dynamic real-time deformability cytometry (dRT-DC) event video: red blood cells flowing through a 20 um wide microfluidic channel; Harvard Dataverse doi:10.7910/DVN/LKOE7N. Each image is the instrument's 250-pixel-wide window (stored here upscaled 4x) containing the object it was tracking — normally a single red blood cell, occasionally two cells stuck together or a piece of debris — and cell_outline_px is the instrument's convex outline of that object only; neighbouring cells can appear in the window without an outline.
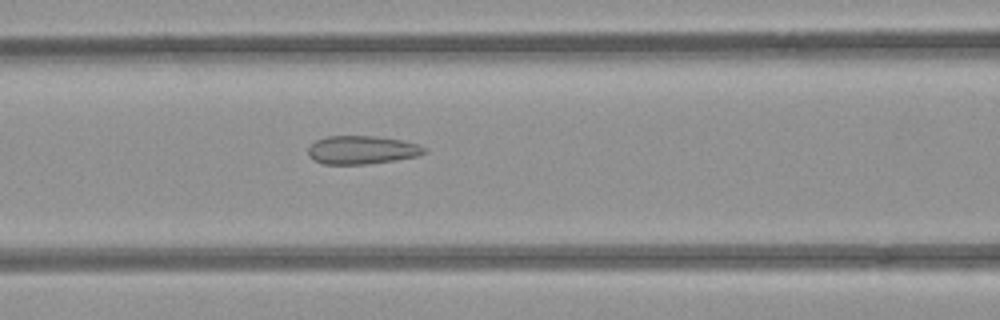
{"species": "common noctule bat (a hibernating species)", "species_latin": "Nyctalus noctula", "temperature_condition": "room temperature", "stored_images_in_passage": 53, "camera_frame_rate_fps": 3000, "um_per_image_px": 0.085, "animal": {"sex": "female", "body_mass_g": 21.9}, "frame": {"image": 1, "passage_image": 22, "time_ms": 7.0, "image_size_px": [1000, 320], "cell_outline_px": [[428, 152], [416, 156], [396, 160], [364, 164], [324, 164], [308, 156], [308, 148], [316, 140], [328, 136], [376, 136], [404, 140], [416, 144], [424, 148]], "centroid_in_image_um": [30.76, 12.74], "position_along_channel_um": 135.8, "area_um2": 19.07}}
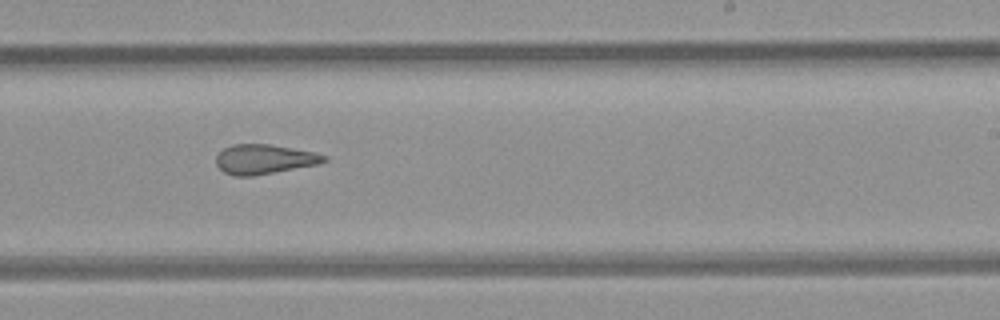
{"frame": {"image": 2, "passage_image": 32, "time_ms": 10.333, "image_size_px": [1000, 320], "cell_outline_px": [[328, 160], [320, 164], [252, 176], [236, 176], [224, 172], [216, 164], [216, 156], [224, 148], [232, 144], [268, 144], [292, 148], [312, 152], [328, 156]], "centroid_in_image_um": [22.47, 13.53], "position_along_channel_um": 266.5, "area_um2": 18.55}}
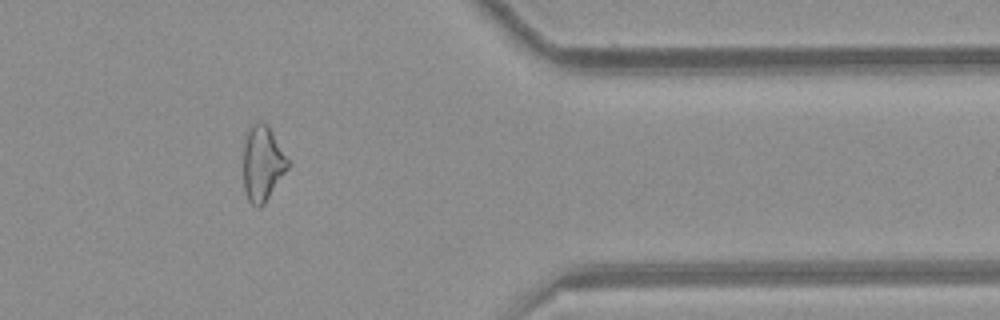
{"frame": {"image": 3, "passage_image": 43, "time_ms": 14.0, "image_size_px": [1000, 320], "cell_outline_px": [[288, 168], [264, 204], [260, 208], [256, 208], [248, 200], [244, 188], [244, 144], [248, 132], [252, 124], [256, 120], [268, 124], [288, 160]], "centroid_in_image_um": [22.3, 13.9], "position_along_channel_um": 389.1, "area_um2": 19.31}, "authors_computed_cell_mechanics": {"area_um2": 20.9236, "velocity_mm_per_s": 3.9304, "shape_relaxation_time_tau1_ms": null, "shape_relaxation_time_tau2_ms": 2.8005, "deformation_change_tau1": null, "deformation_change_tau2": 0.1206}}